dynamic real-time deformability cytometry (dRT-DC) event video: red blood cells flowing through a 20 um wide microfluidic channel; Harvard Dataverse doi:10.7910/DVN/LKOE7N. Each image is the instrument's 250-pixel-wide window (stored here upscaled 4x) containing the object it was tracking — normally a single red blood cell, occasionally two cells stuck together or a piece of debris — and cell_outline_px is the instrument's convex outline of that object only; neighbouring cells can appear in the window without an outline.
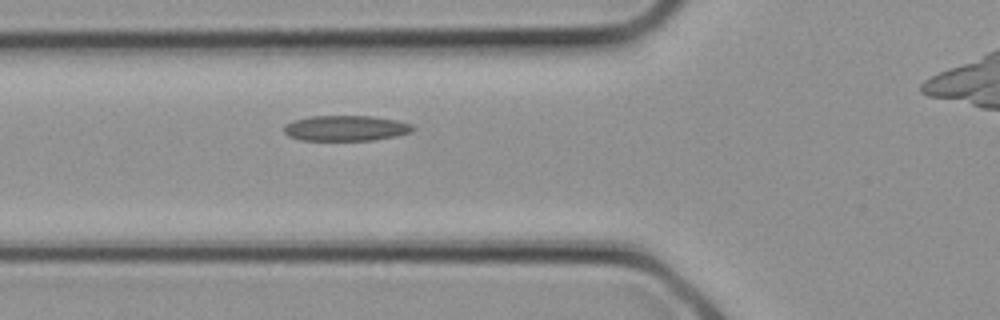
{"species": "common noctule bat (a hibernating species)", "species_latin": "Nyctalus noctula", "temperature_condition": "cold", "stored_images_in_passage": 6, "camera_frame_rate_fps": 3000, "um_per_image_px": 0.085, "animal": {"sex": "female", "body_mass_g": 21.9}, "frame": {"image": 1, "passage_image": 6, "time_ms": 1.667, "image_size_px": [1000, 320], "cell_outline_px": [[416, 128], [412, 132], [376, 140], [300, 140], [288, 136], [284, 132], [284, 124], [292, 120], [312, 116], [372, 116], [396, 120], [412, 124]], "centroid_in_image_um": [29.38, 10.89], "position_along_channel_um": 96.4, "area_um2": 19.25}}